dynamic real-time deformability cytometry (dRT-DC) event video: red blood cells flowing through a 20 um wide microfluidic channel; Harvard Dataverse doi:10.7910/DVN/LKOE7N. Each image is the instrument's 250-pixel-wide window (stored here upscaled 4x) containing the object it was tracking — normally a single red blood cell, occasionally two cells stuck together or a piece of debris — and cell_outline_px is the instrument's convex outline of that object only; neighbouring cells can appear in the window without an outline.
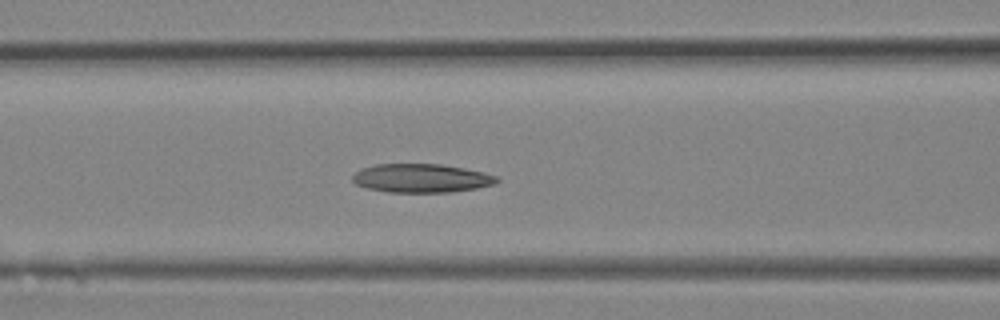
{"species": "Egyptian fruit bat (a non-hibernating species)", "species_latin": "Rousettus aegyptiacus", "temperature_condition": "room temperature", "stored_images_in_passage": 16, "camera_frame_rate_fps": 3000, "um_per_image_px": 0.085, "animal": {"sex": "female"}, "frame": {"image": 1, "passage_image": 12, "time_ms": 3.667, "image_size_px": [1000, 320], "cell_outline_px": [[500, 180], [492, 184], [476, 188], [452, 192], [388, 192], [368, 188], [356, 184], [352, 180], [352, 176], [360, 168], [376, 164], [440, 164], [464, 168], [484, 172], [500, 176]], "centroid_in_image_um": [35.82, 15.14], "position_along_channel_um": 130.8, "area_um2": 24.16}}
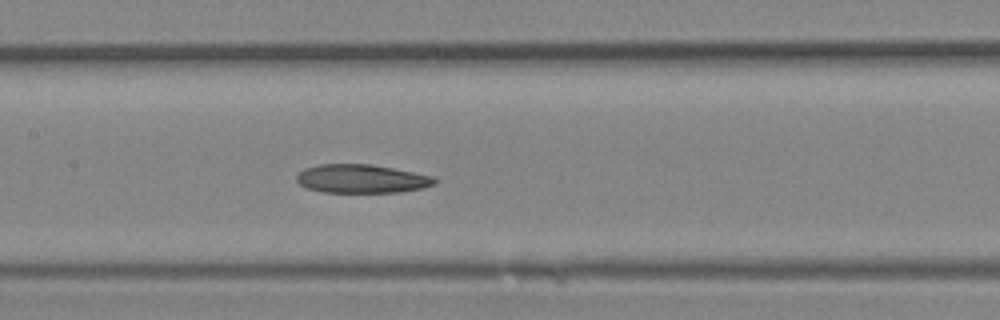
{"frame": {"image": 2, "passage_image": 14, "time_ms": 4.333, "image_size_px": [1000, 320], "cell_outline_px": [[436, 184], [424, 188], [400, 192], [320, 192], [308, 188], [300, 184], [296, 180], [296, 176], [304, 168], [316, 164], [372, 164], [436, 176]], "centroid_in_image_um": [30.76, 15.19], "position_along_channel_um": 176.6, "area_um2": 23.24}}
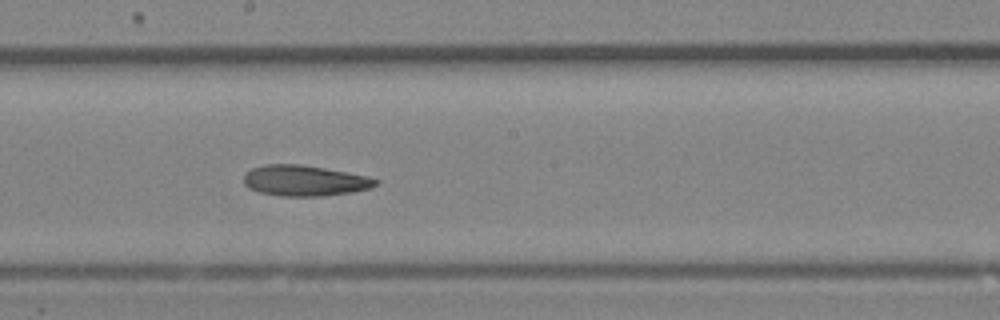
{"frame": {"image": 3, "passage_image": 16, "time_ms": 5.0, "image_size_px": [1000, 320], "cell_outline_px": [[380, 184], [372, 188], [352, 192], [320, 196], [280, 196], [260, 192], [248, 188], [244, 184], [244, 172], [252, 168], [264, 164], [300, 164], [324, 168], [368, 176], [380, 180]], "centroid_in_image_um": [25.9, 15.35], "position_along_channel_um": 222.3, "area_um2": 23.81}}